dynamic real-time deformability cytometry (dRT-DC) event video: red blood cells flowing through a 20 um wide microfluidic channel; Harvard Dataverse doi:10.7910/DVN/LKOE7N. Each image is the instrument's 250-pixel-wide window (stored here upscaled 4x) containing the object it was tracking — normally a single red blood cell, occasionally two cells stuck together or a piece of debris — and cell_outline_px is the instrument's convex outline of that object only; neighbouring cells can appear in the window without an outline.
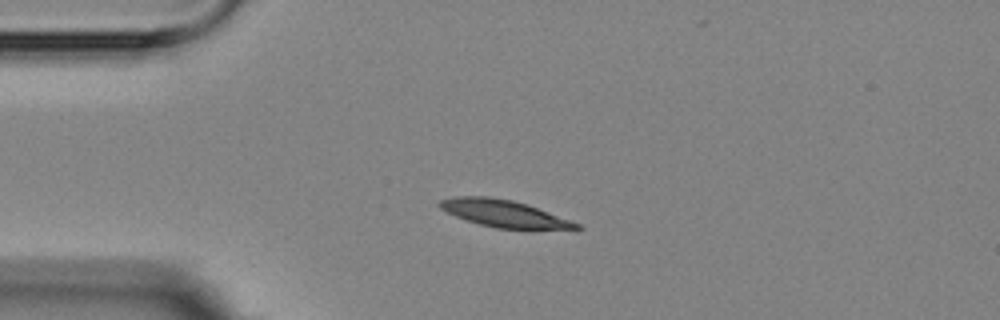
{"species": "Egyptian fruit bat (a non-hibernating species)", "species_latin": "Rousettus aegyptiacus", "temperature_condition": "room temperature", "stored_images_in_passage": 4, "camera_frame_rate_fps": 3000, "um_per_image_px": 0.085, "animal": {"sex": "female"}, "frame": {"image": 1, "passage_image": 3, "time_ms": 3.0, "image_size_px": [1000, 320], "cell_outline_px": [[584, 228], [576, 232], [532, 232], [496, 228], [480, 224], [456, 216], [440, 208], [436, 204], [440, 200], [456, 196], [488, 196], [512, 200], [536, 208], [580, 224]], "centroid_in_image_um": [43.04, 18.24], "position_along_channel_um": 42.0, "area_um2": 22.66}}